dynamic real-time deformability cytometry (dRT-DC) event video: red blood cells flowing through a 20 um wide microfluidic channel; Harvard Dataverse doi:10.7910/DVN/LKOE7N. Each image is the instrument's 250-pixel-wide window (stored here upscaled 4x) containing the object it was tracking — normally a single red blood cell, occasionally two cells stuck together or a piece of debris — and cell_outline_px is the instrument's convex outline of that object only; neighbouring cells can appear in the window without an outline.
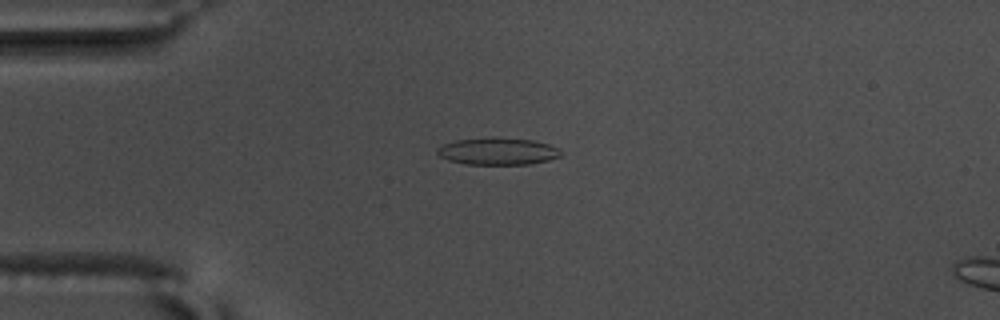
{"species": "common noctule bat (a hibernating species)", "species_latin": "Nyctalus noctula", "temperature_condition": "warm", "stored_images_in_passage": 44, "camera_frame_rate_fps": 3000, "um_per_image_px": 0.085, "animal": {"sex": "male", "body_mass_g": 17.5, "forearm_length_mm": 52.3}, "frame": {"image": 1, "passage_image": 2, "time_ms": 0.333, "image_size_px": [1000, 320], "cell_outline_px": [[560, 156], [548, 160], [532, 164], [464, 164], [448, 160], [440, 156], [436, 152], [436, 148], [444, 144], [456, 140], [492, 136], [496, 136], [532, 140], [548, 144], [560, 148]], "centroid_in_image_um": [42.29, 12.84], "position_along_channel_um": 42.7, "area_um2": 19.77}}
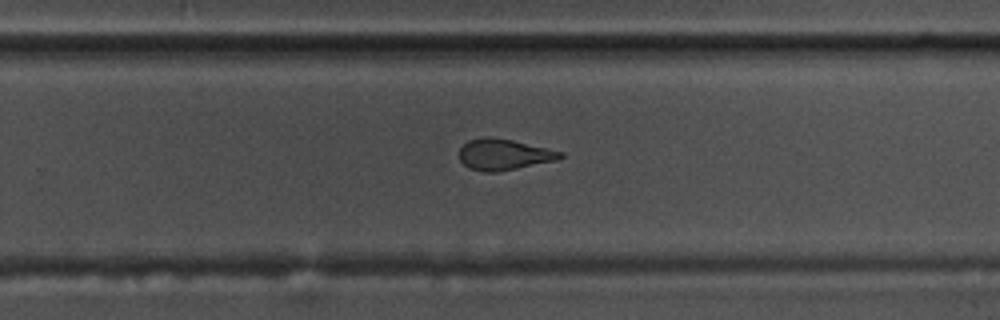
{"frame": {"image": 2, "passage_image": 24, "time_ms": 7.667, "image_size_px": [1000, 320], "cell_outline_px": [[564, 156], [556, 160], [496, 172], [484, 172], [468, 168], [460, 160], [460, 148], [468, 140], [484, 136], [488, 136], [512, 140], [564, 152]], "centroid_in_image_um": [42.8, 13.12], "position_along_channel_um": 287.0, "area_um2": 18.15}}
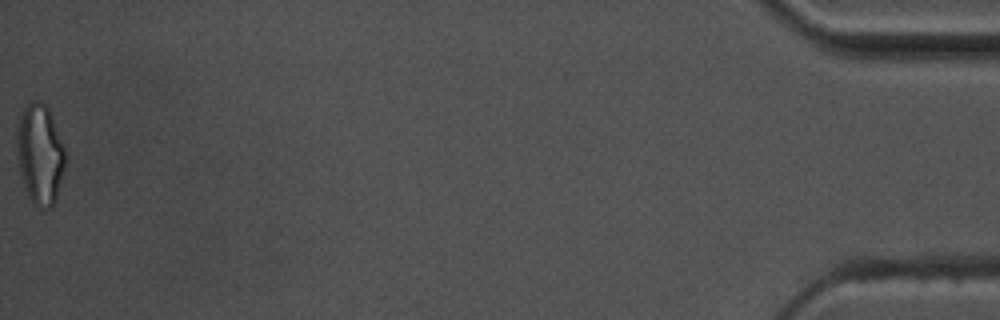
{"frame": {"image": 3, "passage_image": 44, "time_ms": 14.333, "image_size_px": [1000, 320], "cell_outline_px": [[64, 168], [56, 200], [52, 208], [40, 208], [32, 204], [24, 188], [20, 172], [16, 152], [16, 124], [24, 108], [32, 100], [40, 100], [48, 108], [52, 116], [64, 148]], "centroid_in_image_um": [3.36, 13.12], "position_along_channel_um": 431.8, "area_um2": 28.5}, "authors_computed_cell_mechanics": {"area_um2": 19.0162, "velocity_mm_per_s": 3.6617, "shape_relaxation_time_tau1_ms": 8.7518, "shape_relaxation_time_tau2_ms": 1.9889, "deformation_change_tau1": 0.2316, "deformation_change_tau2": 0.0887}}